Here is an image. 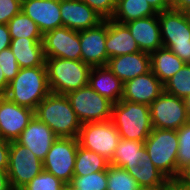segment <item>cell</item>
<instances>
[{
	"mask_svg": "<svg viewBox=\"0 0 190 190\" xmlns=\"http://www.w3.org/2000/svg\"><path fill=\"white\" fill-rule=\"evenodd\" d=\"M35 117L49 126L58 138H77L81 123L68 97L49 93L37 106Z\"/></svg>",
	"mask_w": 190,
	"mask_h": 190,
	"instance_id": "obj_1",
	"label": "cell"
},
{
	"mask_svg": "<svg viewBox=\"0 0 190 190\" xmlns=\"http://www.w3.org/2000/svg\"><path fill=\"white\" fill-rule=\"evenodd\" d=\"M50 93L46 66L20 68L4 96L32 110Z\"/></svg>",
	"mask_w": 190,
	"mask_h": 190,
	"instance_id": "obj_2",
	"label": "cell"
},
{
	"mask_svg": "<svg viewBox=\"0 0 190 190\" xmlns=\"http://www.w3.org/2000/svg\"><path fill=\"white\" fill-rule=\"evenodd\" d=\"M111 121L120 138L144 142L153 130L150 108L127 100H120L112 107Z\"/></svg>",
	"mask_w": 190,
	"mask_h": 190,
	"instance_id": "obj_3",
	"label": "cell"
},
{
	"mask_svg": "<svg viewBox=\"0 0 190 190\" xmlns=\"http://www.w3.org/2000/svg\"><path fill=\"white\" fill-rule=\"evenodd\" d=\"M45 65L51 93L66 95L89 84L92 67L82 60L46 58Z\"/></svg>",
	"mask_w": 190,
	"mask_h": 190,
	"instance_id": "obj_4",
	"label": "cell"
},
{
	"mask_svg": "<svg viewBox=\"0 0 190 190\" xmlns=\"http://www.w3.org/2000/svg\"><path fill=\"white\" fill-rule=\"evenodd\" d=\"M163 47L185 63L190 61V13L176 9L158 12Z\"/></svg>",
	"mask_w": 190,
	"mask_h": 190,
	"instance_id": "obj_5",
	"label": "cell"
},
{
	"mask_svg": "<svg viewBox=\"0 0 190 190\" xmlns=\"http://www.w3.org/2000/svg\"><path fill=\"white\" fill-rule=\"evenodd\" d=\"M146 156L169 179L177 181L178 136L176 130L153 128L144 141Z\"/></svg>",
	"mask_w": 190,
	"mask_h": 190,
	"instance_id": "obj_6",
	"label": "cell"
},
{
	"mask_svg": "<svg viewBox=\"0 0 190 190\" xmlns=\"http://www.w3.org/2000/svg\"><path fill=\"white\" fill-rule=\"evenodd\" d=\"M66 96L81 124L111 120L113 103L93 90L89 84L67 93Z\"/></svg>",
	"mask_w": 190,
	"mask_h": 190,
	"instance_id": "obj_7",
	"label": "cell"
},
{
	"mask_svg": "<svg viewBox=\"0 0 190 190\" xmlns=\"http://www.w3.org/2000/svg\"><path fill=\"white\" fill-rule=\"evenodd\" d=\"M120 139L111 120L81 124L77 137L79 146L100 154L108 161L112 159Z\"/></svg>",
	"mask_w": 190,
	"mask_h": 190,
	"instance_id": "obj_8",
	"label": "cell"
},
{
	"mask_svg": "<svg viewBox=\"0 0 190 190\" xmlns=\"http://www.w3.org/2000/svg\"><path fill=\"white\" fill-rule=\"evenodd\" d=\"M42 170L43 161L17 141L10 142L7 174L13 190H21Z\"/></svg>",
	"mask_w": 190,
	"mask_h": 190,
	"instance_id": "obj_9",
	"label": "cell"
},
{
	"mask_svg": "<svg viewBox=\"0 0 190 190\" xmlns=\"http://www.w3.org/2000/svg\"><path fill=\"white\" fill-rule=\"evenodd\" d=\"M149 108L153 128L178 130L190 119L184 99L165 91L149 105Z\"/></svg>",
	"mask_w": 190,
	"mask_h": 190,
	"instance_id": "obj_10",
	"label": "cell"
},
{
	"mask_svg": "<svg viewBox=\"0 0 190 190\" xmlns=\"http://www.w3.org/2000/svg\"><path fill=\"white\" fill-rule=\"evenodd\" d=\"M78 146L77 138H58L43 160V170L64 183L71 182L74 177Z\"/></svg>",
	"mask_w": 190,
	"mask_h": 190,
	"instance_id": "obj_11",
	"label": "cell"
},
{
	"mask_svg": "<svg viewBox=\"0 0 190 190\" xmlns=\"http://www.w3.org/2000/svg\"><path fill=\"white\" fill-rule=\"evenodd\" d=\"M43 50L46 58L81 60L79 31L60 27L43 34Z\"/></svg>",
	"mask_w": 190,
	"mask_h": 190,
	"instance_id": "obj_12",
	"label": "cell"
},
{
	"mask_svg": "<svg viewBox=\"0 0 190 190\" xmlns=\"http://www.w3.org/2000/svg\"><path fill=\"white\" fill-rule=\"evenodd\" d=\"M34 116V110L0 95V139L16 141Z\"/></svg>",
	"mask_w": 190,
	"mask_h": 190,
	"instance_id": "obj_13",
	"label": "cell"
},
{
	"mask_svg": "<svg viewBox=\"0 0 190 190\" xmlns=\"http://www.w3.org/2000/svg\"><path fill=\"white\" fill-rule=\"evenodd\" d=\"M107 19L97 26L79 31L81 60L91 67L106 66L108 55L106 51Z\"/></svg>",
	"mask_w": 190,
	"mask_h": 190,
	"instance_id": "obj_14",
	"label": "cell"
},
{
	"mask_svg": "<svg viewBox=\"0 0 190 190\" xmlns=\"http://www.w3.org/2000/svg\"><path fill=\"white\" fill-rule=\"evenodd\" d=\"M62 27L82 31L93 28L104 19L81 0H60Z\"/></svg>",
	"mask_w": 190,
	"mask_h": 190,
	"instance_id": "obj_15",
	"label": "cell"
},
{
	"mask_svg": "<svg viewBox=\"0 0 190 190\" xmlns=\"http://www.w3.org/2000/svg\"><path fill=\"white\" fill-rule=\"evenodd\" d=\"M163 91V83L150 70L124 83L122 100L149 106Z\"/></svg>",
	"mask_w": 190,
	"mask_h": 190,
	"instance_id": "obj_16",
	"label": "cell"
},
{
	"mask_svg": "<svg viewBox=\"0 0 190 190\" xmlns=\"http://www.w3.org/2000/svg\"><path fill=\"white\" fill-rule=\"evenodd\" d=\"M57 139L52 129L34 116L16 141L43 161Z\"/></svg>",
	"mask_w": 190,
	"mask_h": 190,
	"instance_id": "obj_17",
	"label": "cell"
},
{
	"mask_svg": "<svg viewBox=\"0 0 190 190\" xmlns=\"http://www.w3.org/2000/svg\"><path fill=\"white\" fill-rule=\"evenodd\" d=\"M21 10L38 25L42 34L62 27L60 0H28Z\"/></svg>",
	"mask_w": 190,
	"mask_h": 190,
	"instance_id": "obj_18",
	"label": "cell"
},
{
	"mask_svg": "<svg viewBox=\"0 0 190 190\" xmlns=\"http://www.w3.org/2000/svg\"><path fill=\"white\" fill-rule=\"evenodd\" d=\"M135 39L140 51L152 53L163 47L158 15L125 23Z\"/></svg>",
	"mask_w": 190,
	"mask_h": 190,
	"instance_id": "obj_19",
	"label": "cell"
},
{
	"mask_svg": "<svg viewBox=\"0 0 190 190\" xmlns=\"http://www.w3.org/2000/svg\"><path fill=\"white\" fill-rule=\"evenodd\" d=\"M106 66L125 83L151 70L150 53L140 51L109 58Z\"/></svg>",
	"mask_w": 190,
	"mask_h": 190,
	"instance_id": "obj_20",
	"label": "cell"
},
{
	"mask_svg": "<svg viewBox=\"0 0 190 190\" xmlns=\"http://www.w3.org/2000/svg\"><path fill=\"white\" fill-rule=\"evenodd\" d=\"M106 51L108 58L137 53L140 49L125 24L107 19Z\"/></svg>",
	"mask_w": 190,
	"mask_h": 190,
	"instance_id": "obj_21",
	"label": "cell"
},
{
	"mask_svg": "<svg viewBox=\"0 0 190 190\" xmlns=\"http://www.w3.org/2000/svg\"><path fill=\"white\" fill-rule=\"evenodd\" d=\"M43 38L11 39L10 49L20 68L46 66V57L42 44Z\"/></svg>",
	"mask_w": 190,
	"mask_h": 190,
	"instance_id": "obj_22",
	"label": "cell"
},
{
	"mask_svg": "<svg viewBox=\"0 0 190 190\" xmlns=\"http://www.w3.org/2000/svg\"><path fill=\"white\" fill-rule=\"evenodd\" d=\"M89 86L113 104L123 97L124 83L107 66L92 67Z\"/></svg>",
	"mask_w": 190,
	"mask_h": 190,
	"instance_id": "obj_23",
	"label": "cell"
},
{
	"mask_svg": "<svg viewBox=\"0 0 190 190\" xmlns=\"http://www.w3.org/2000/svg\"><path fill=\"white\" fill-rule=\"evenodd\" d=\"M125 169L142 188L164 185L169 179L152 163L149 157L127 162Z\"/></svg>",
	"mask_w": 190,
	"mask_h": 190,
	"instance_id": "obj_24",
	"label": "cell"
},
{
	"mask_svg": "<svg viewBox=\"0 0 190 190\" xmlns=\"http://www.w3.org/2000/svg\"><path fill=\"white\" fill-rule=\"evenodd\" d=\"M186 63L170 49L161 47L150 53L151 71L164 84Z\"/></svg>",
	"mask_w": 190,
	"mask_h": 190,
	"instance_id": "obj_25",
	"label": "cell"
},
{
	"mask_svg": "<svg viewBox=\"0 0 190 190\" xmlns=\"http://www.w3.org/2000/svg\"><path fill=\"white\" fill-rule=\"evenodd\" d=\"M158 15L147 0H117L116 10L111 18L121 24L144 17Z\"/></svg>",
	"mask_w": 190,
	"mask_h": 190,
	"instance_id": "obj_26",
	"label": "cell"
},
{
	"mask_svg": "<svg viewBox=\"0 0 190 190\" xmlns=\"http://www.w3.org/2000/svg\"><path fill=\"white\" fill-rule=\"evenodd\" d=\"M109 161L93 151L78 146L74 167V176H85L98 171H107Z\"/></svg>",
	"mask_w": 190,
	"mask_h": 190,
	"instance_id": "obj_27",
	"label": "cell"
},
{
	"mask_svg": "<svg viewBox=\"0 0 190 190\" xmlns=\"http://www.w3.org/2000/svg\"><path fill=\"white\" fill-rule=\"evenodd\" d=\"M146 154L144 142L121 138L109 163L122 168L127 162H135L145 158Z\"/></svg>",
	"mask_w": 190,
	"mask_h": 190,
	"instance_id": "obj_28",
	"label": "cell"
},
{
	"mask_svg": "<svg viewBox=\"0 0 190 190\" xmlns=\"http://www.w3.org/2000/svg\"><path fill=\"white\" fill-rule=\"evenodd\" d=\"M7 26L11 39L43 38L38 25L22 10L7 23Z\"/></svg>",
	"mask_w": 190,
	"mask_h": 190,
	"instance_id": "obj_29",
	"label": "cell"
},
{
	"mask_svg": "<svg viewBox=\"0 0 190 190\" xmlns=\"http://www.w3.org/2000/svg\"><path fill=\"white\" fill-rule=\"evenodd\" d=\"M164 91L170 95L185 99L190 96V65L186 63L164 84Z\"/></svg>",
	"mask_w": 190,
	"mask_h": 190,
	"instance_id": "obj_30",
	"label": "cell"
},
{
	"mask_svg": "<svg viewBox=\"0 0 190 190\" xmlns=\"http://www.w3.org/2000/svg\"><path fill=\"white\" fill-rule=\"evenodd\" d=\"M138 182L123 168L109 165L106 190H141Z\"/></svg>",
	"mask_w": 190,
	"mask_h": 190,
	"instance_id": "obj_31",
	"label": "cell"
},
{
	"mask_svg": "<svg viewBox=\"0 0 190 190\" xmlns=\"http://www.w3.org/2000/svg\"><path fill=\"white\" fill-rule=\"evenodd\" d=\"M177 131L178 153H177V180L181 172L190 165V122L184 124Z\"/></svg>",
	"mask_w": 190,
	"mask_h": 190,
	"instance_id": "obj_32",
	"label": "cell"
},
{
	"mask_svg": "<svg viewBox=\"0 0 190 190\" xmlns=\"http://www.w3.org/2000/svg\"><path fill=\"white\" fill-rule=\"evenodd\" d=\"M71 182L81 190H106L107 171H98L85 176H74Z\"/></svg>",
	"mask_w": 190,
	"mask_h": 190,
	"instance_id": "obj_33",
	"label": "cell"
},
{
	"mask_svg": "<svg viewBox=\"0 0 190 190\" xmlns=\"http://www.w3.org/2000/svg\"><path fill=\"white\" fill-rule=\"evenodd\" d=\"M64 182L56 178L53 174L42 170L21 190H62Z\"/></svg>",
	"mask_w": 190,
	"mask_h": 190,
	"instance_id": "obj_34",
	"label": "cell"
},
{
	"mask_svg": "<svg viewBox=\"0 0 190 190\" xmlns=\"http://www.w3.org/2000/svg\"><path fill=\"white\" fill-rule=\"evenodd\" d=\"M0 66L5 75L6 81L10 83L18 74L20 67L10 47L0 52Z\"/></svg>",
	"mask_w": 190,
	"mask_h": 190,
	"instance_id": "obj_35",
	"label": "cell"
},
{
	"mask_svg": "<svg viewBox=\"0 0 190 190\" xmlns=\"http://www.w3.org/2000/svg\"><path fill=\"white\" fill-rule=\"evenodd\" d=\"M99 14L104 20L111 19L115 13L117 0H81Z\"/></svg>",
	"mask_w": 190,
	"mask_h": 190,
	"instance_id": "obj_36",
	"label": "cell"
},
{
	"mask_svg": "<svg viewBox=\"0 0 190 190\" xmlns=\"http://www.w3.org/2000/svg\"><path fill=\"white\" fill-rule=\"evenodd\" d=\"M22 6L15 0H0V24L7 23L21 11Z\"/></svg>",
	"mask_w": 190,
	"mask_h": 190,
	"instance_id": "obj_37",
	"label": "cell"
},
{
	"mask_svg": "<svg viewBox=\"0 0 190 190\" xmlns=\"http://www.w3.org/2000/svg\"><path fill=\"white\" fill-rule=\"evenodd\" d=\"M10 142L0 139V170H8Z\"/></svg>",
	"mask_w": 190,
	"mask_h": 190,
	"instance_id": "obj_38",
	"label": "cell"
},
{
	"mask_svg": "<svg viewBox=\"0 0 190 190\" xmlns=\"http://www.w3.org/2000/svg\"><path fill=\"white\" fill-rule=\"evenodd\" d=\"M11 37L8 30V26L0 24V52L10 47Z\"/></svg>",
	"mask_w": 190,
	"mask_h": 190,
	"instance_id": "obj_39",
	"label": "cell"
},
{
	"mask_svg": "<svg viewBox=\"0 0 190 190\" xmlns=\"http://www.w3.org/2000/svg\"><path fill=\"white\" fill-rule=\"evenodd\" d=\"M177 181L185 188H190V165L181 172Z\"/></svg>",
	"mask_w": 190,
	"mask_h": 190,
	"instance_id": "obj_40",
	"label": "cell"
},
{
	"mask_svg": "<svg viewBox=\"0 0 190 190\" xmlns=\"http://www.w3.org/2000/svg\"><path fill=\"white\" fill-rule=\"evenodd\" d=\"M0 190H13L10 185L7 171L0 170Z\"/></svg>",
	"mask_w": 190,
	"mask_h": 190,
	"instance_id": "obj_41",
	"label": "cell"
},
{
	"mask_svg": "<svg viewBox=\"0 0 190 190\" xmlns=\"http://www.w3.org/2000/svg\"><path fill=\"white\" fill-rule=\"evenodd\" d=\"M150 5L153 6V8L157 12H162L164 10L170 9L165 3L164 0H147Z\"/></svg>",
	"mask_w": 190,
	"mask_h": 190,
	"instance_id": "obj_42",
	"label": "cell"
},
{
	"mask_svg": "<svg viewBox=\"0 0 190 190\" xmlns=\"http://www.w3.org/2000/svg\"><path fill=\"white\" fill-rule=\"evenodd\" d=\"M9 83L6 81L5 75L0 66V95H4L8 89Z\"/></svg>",
	"mask_w": 190,
	"mask_h": 190,
	"instance_id": "obj_43",
	"label": "cell"
},
{
	"mask_svg": "<svg viewBox=\"0 0 190 190\" xmlns=\"http://www.w3.org/2000/svg\"><path fill=\"white\" fill-rule=\"evenodd\" d=\"M173 9L190 13V0H179Z\"/></svg>",
	"mask_w": 190,
	"mask_h": 190,
	"instance_id": "obj_44",
	"label": "cell"
},
{
	"mask_svg": "<svg viewBox=\"0 0 190 190\" xmlns=\"http://www.w3.org/2000/svg\"><path fill=\"white\" fill-rule=\"evenodd\" d=\"M165 190H186L178 181H173Z\"/></svg>",
	"mask_w": 190,
	"mask_h": 190,
	"instance_id": "obj_45",
	"label": "cell"
},
{
	"mask_svg": "<svg viewBox=\"0 0 190 190\" xmlns=\"http://www.w3.org/2000/svg\"><path fill=\"white\" fill-rule=\"evenodd\" d=\"M172 182H173L172 180H168L164 185L142 188L141 190H165Z\"/></svg>",
	"mask_w": 190,
	"mask_h": 190,
	"instance_id": "obj_46",
	"label": "cell"
},
{
	"mask_svg": "<svg viewBox=\"0 0 190 190\" xmlns=\"http://www.w3.org/2000/svg\"><path fill=\"white\" fill-rule=\"evenodd\" d=\"M62 190H81V189L76 187L72 182H69V183H64Z\"/></svg>",
	"mask_w": 190,
	"mask_h": 190,
	"instance_id": "obj_47",
	"label": "cell"
},
{
	"mask_svg": "<svg viewBox=\"0 0 190 190\" xmlns=\"http://www.w3.org/2000/svg\"><path fill=\"white\" fill-rule=\"evenodd\" d=\"M164 3L171 9L179 3V0H164Z\"/></svg>",
	"mask_w": 190,
	"mask_h": 190,
	"instance_id": "obj_48",
	"label": "cell"
},
{
	"mask_svg": "<svg viewBox=\"0 0 190 190\" xmlns=\"http://www.w3.org/2000/svg\"><path fill=\"white\" fill-rule=\"evenodd\" d=\"M185 107L187 109V113L190 117V96L184 99Z\"/></svg>",
	"mask_w": 190,
	"mask_h": 190,
	"instance_id": "obj_49",
	"label": "cell"
},
{
	"mask_svg": "<svg viewBox=\"0 0 190 190\" xmlns=\"http://www.w3.org/2000/svg\"><path fill=\"white\" fill-rule=\"evenodd\" d=\"M17 3H19L21 6H23L28 0H15Z\"/></svg>",
	"mask_w": 190,
	"mask_h": 190,
	"instance_id": "obj_50",
	"label": "cell"
}]
</instances>
